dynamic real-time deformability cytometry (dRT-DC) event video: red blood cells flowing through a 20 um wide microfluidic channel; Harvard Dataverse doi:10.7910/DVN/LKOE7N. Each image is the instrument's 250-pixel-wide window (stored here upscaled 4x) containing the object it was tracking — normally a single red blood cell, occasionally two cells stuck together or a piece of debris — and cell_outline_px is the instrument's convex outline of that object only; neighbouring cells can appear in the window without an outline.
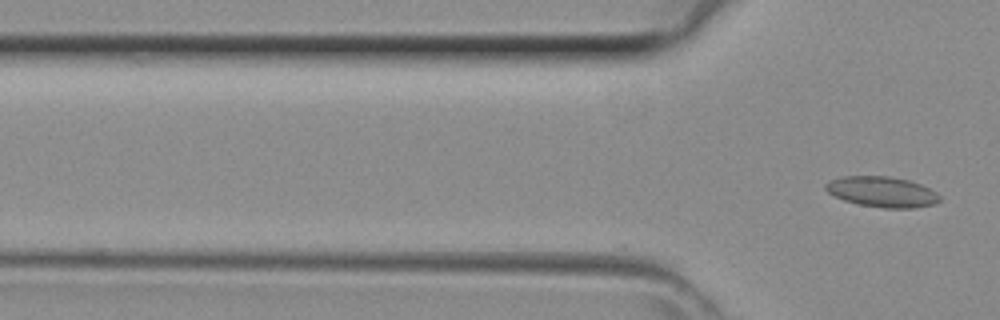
{"species": "common noctule bat (a hibernating species)", "species_latin": "Nyctalus noctula", "temperature_condition": "room temperature", "stored_images_in_passage": 4, "camera_frame_rate_fps": 3000, "um_per_image_px": 0.085, "animal": {"sex": "female", "body_mass_g": 29.2, "forearm_length_mm": 56.3}, "frame": {"image": 1, "passage_image": 4, "time_ms": 1.0, "image_size_px": [1000, 320], "cell_outline_px": [[940, 200], [932, 204], [912, 208], [884, 208], [860, 204], [844, 200], [828, 192], [824, 188], [824, 184], [828, 180], [844, 176], [888, 176], [908, 180], [920, 184], [936, 192], [940, 196]], "centroid_in_image_um": [74.94, 16.29], "position_along_channel_um": 50.9, "area_um2": 20.11}}